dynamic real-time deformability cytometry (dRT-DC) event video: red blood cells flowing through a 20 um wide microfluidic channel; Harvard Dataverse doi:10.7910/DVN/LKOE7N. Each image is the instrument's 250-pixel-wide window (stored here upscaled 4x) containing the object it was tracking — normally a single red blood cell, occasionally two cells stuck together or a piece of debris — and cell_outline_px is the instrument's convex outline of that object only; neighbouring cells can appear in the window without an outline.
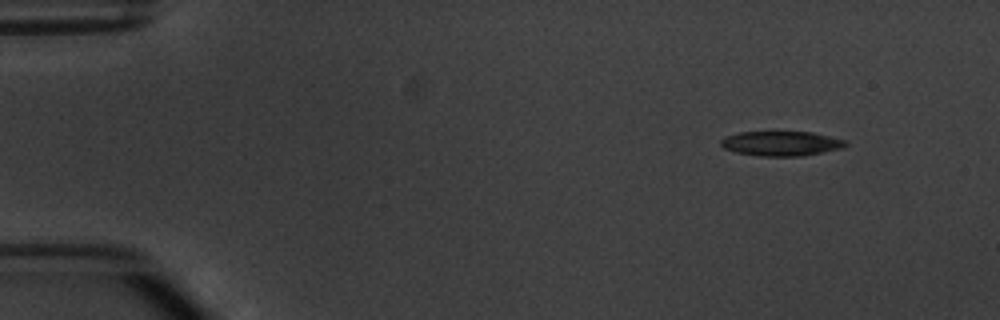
{"species": "common noctule bat (a hibernating species)", "species_latin": "Nyctalus noctula", "temperature_condition": "warm", "stored_images_in_passage": 3, "camera_frame_rate_fps": 3000, "um_per_image_px": 0.085, "animal": {"sex": "male", "body_mass_g": 20.1, "forearm_length_mm": 53.5}, "frame": {"image": 1, "passage_image": 1, "time_ms": 0.0, "image_size_px": [1000, 320], "cell_outline_px": [[848, 144], [844, 148], [804, 156], [760, 156], [736, 152], [724, 148], [720, 144], [720, 140], [724, 136], [740, 132], [812, 132], [844, 140]], "centroid_in_image_um": [66.4, 12.2], "position_along_channel_um": 18.6, "area_um2": 17.98}}
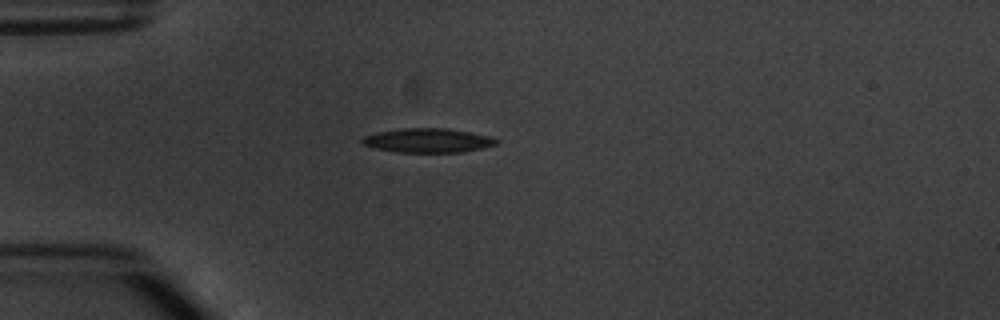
{"frame": {"image": 2, "passage_image": 3, "time_ms": 3.0, "image_size_px": [1000, 320], "cell_outline_px": [[496, 144], [464, 152], [396, 152], [376, 148], [364, 144], [360, 140], [364, 136], [376, 132], [404, 128], [448, 128], [488, 136], [496, 140]], "centroid_in_image_um": [36.31, 11.93], "position_along_channel_um": 48.7, "area_um2": 18.61}}